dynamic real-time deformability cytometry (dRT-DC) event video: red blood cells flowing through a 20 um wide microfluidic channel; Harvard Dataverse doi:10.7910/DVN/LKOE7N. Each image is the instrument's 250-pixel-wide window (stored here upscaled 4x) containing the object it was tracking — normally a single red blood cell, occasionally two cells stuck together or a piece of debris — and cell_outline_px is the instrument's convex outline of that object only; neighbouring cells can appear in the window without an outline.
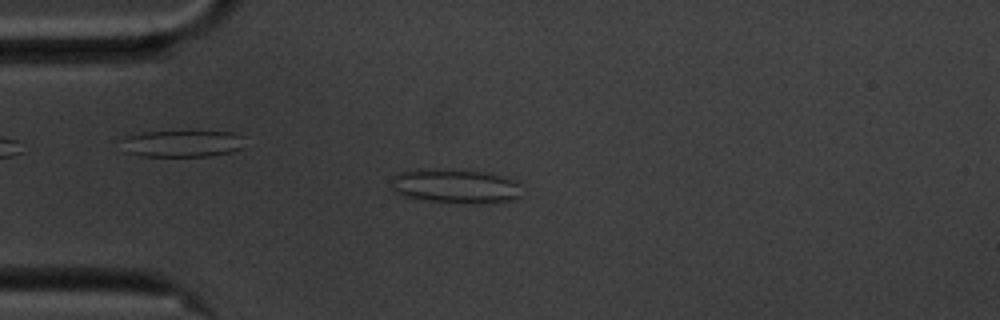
{"species": "common noctule bat (a hibernating species)", "species_latin": "Nyctalus noctula", "temperature_condition": "cold", "stored_images_in_passage": 55, "camera_frame_rate_fps": 3000, "um_per_image_px": 0.085, "animal": {"sex": "male", "body_mass_g": 20.1, "forearm_length_mm": 53.5}, "frame": {"image": 1, "passage_image": 13, "time_ms": 4.0, "image_size_px": [1000, 320], "cell_outline_px": [[520, 196], [512, 200], [432, 200], [404, 196], [396, 192], [392, 188], [392, 176], [396, 172], [432, 168], [440, 168], [488, 172], [512, 180], [516, 184]], "centroid_in_image_um": [38.57, 15.74], "position_along_channel_um": 46.4, "area_um2": 24.62}}
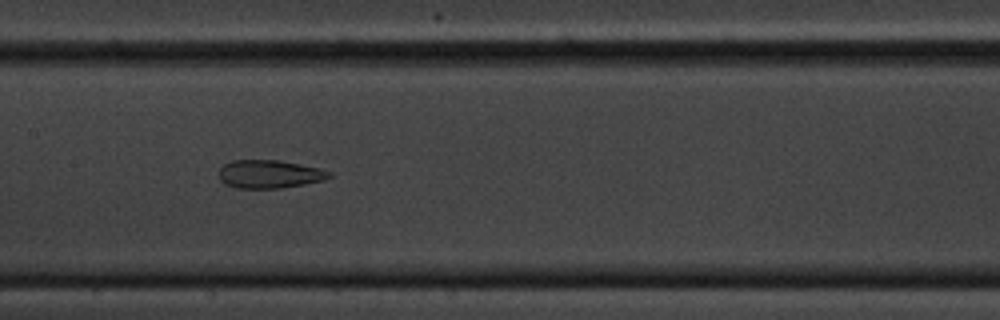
{"frame": {"image": 2, "passage_image": 26, "time_ms": 8.333, "image_size_px": [1000, 320], "cell_outline_px": [[332, 176], [324, 180], [304, 184], [280, 188], [236, 188], [224, 184], [220, 180], [220, 168], [224, 164], [232, 160], [280, 160], [320, 168], [328, 172]], "centroid_in_image_um": [22.88, 14.8], "position_along_channel_um": 184.5, "area_um2": 18.09}}
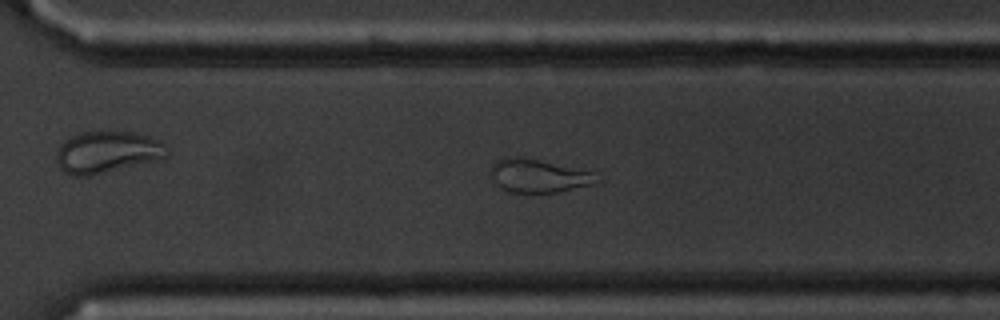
{"frame": {"image": 3, "passage_image": 38, "time_ms": 12.333, "image_size_px": [1000, 320], "cell_outline_px": [[604, 180], [592, 184], [556, 192], [532, 196], [508, 192], [500, 188], [496, 184], [492, 176], [492, 164], [496, 160], [504, 156], [520, 156], [592, 172]], "centroid_in_image_um": [45.73, 14.99], "position_along_channel_um": 324.9, "area_um2": 21.1}, "authors_computed_cell_mechanics": {"area_um2": 24.6228, "velocity_mm_per_s": 3.5232, "shape_relaxation_time_tau1_ms": null, "shape_relaxation_time_tau2_ms": 2.0925, "deformation_change_tau1": null, "deformation_change_tau2": 0.1046}}